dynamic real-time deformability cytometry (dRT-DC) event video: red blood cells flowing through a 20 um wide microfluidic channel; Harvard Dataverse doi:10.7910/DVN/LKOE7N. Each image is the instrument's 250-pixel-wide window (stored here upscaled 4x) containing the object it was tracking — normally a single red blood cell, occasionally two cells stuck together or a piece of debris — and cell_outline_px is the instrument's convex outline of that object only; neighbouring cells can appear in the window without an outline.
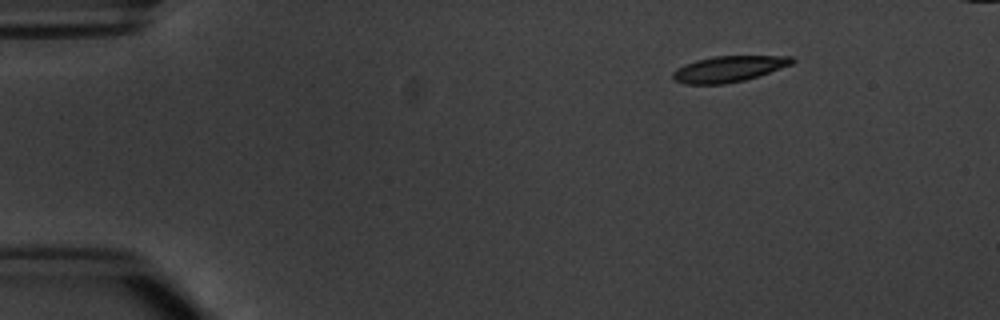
{"species": "common noctule bat (a hibernating species)", "species_latin": "Nyctalus noctula", "temperature_condition": "warm", "stored_images_in_passage": 5, "camera_frame_rate_fps": 3000, "um_per_image_px": 0.085, "animal": {"sex": "male", "body_mass_g": 20.1, "forearm_length_mm": 53.5}, "frame": {"image": 1, "passage_image": 1, "time_ms": 0.0, "image_size_px": [1000, 320], "cell_outline_px": [[796, 60], [792, 64], [744, 80], [724, 84], [684, 84], [672, 80], [672, 72], [676, 68], [696, 60], [712, 56], [792, 56]], "centroid_in_image_um": [61.88, 5.86], "position_along_channel_um": 23.1, "area_um2": 17.98}}